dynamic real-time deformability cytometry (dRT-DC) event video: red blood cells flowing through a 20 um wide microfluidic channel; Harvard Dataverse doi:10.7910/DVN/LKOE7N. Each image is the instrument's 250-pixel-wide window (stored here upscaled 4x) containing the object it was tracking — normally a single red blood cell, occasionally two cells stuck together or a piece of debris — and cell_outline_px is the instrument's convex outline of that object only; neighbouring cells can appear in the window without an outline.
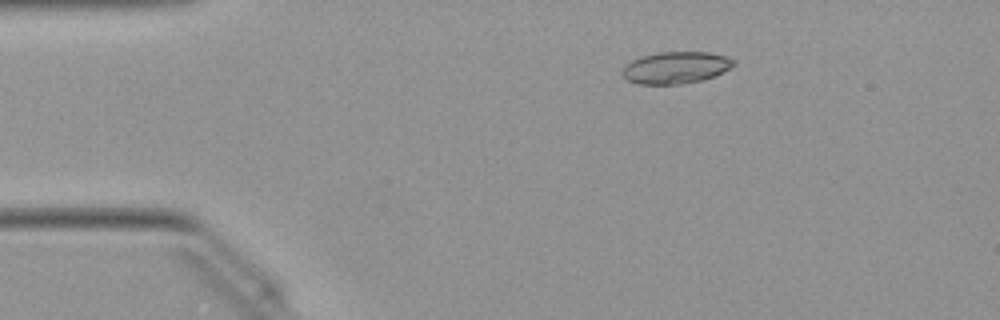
{"species": "Egyptian fruit bat (a non-hibernating species)", "species_latin": "Rousettus aegyptiacus", "temperature_condition": "warm", "stored_images_in_passage": 42, "camera_frame_rate_fps": 3000, "um_per_image_px": 0.085, "animal": {"sex": "female"}, "frame": {"image": 1, "passage_image": 1, "time_ms": 0.0, "image_size_px": [1000, 320], "cell_outline_px": [[736, 64], [716, 76], [700, 80], [680, 84], [640, 84], [628, 80], [620, 72], [632, 60], [640, 56], [660, 52], [708, 52], [724, 56], [732, 60]], "centroid_in_image_um": [57.43, 5.75], "position_along_channel_um": 27.6, "area_um2": 20.46}}
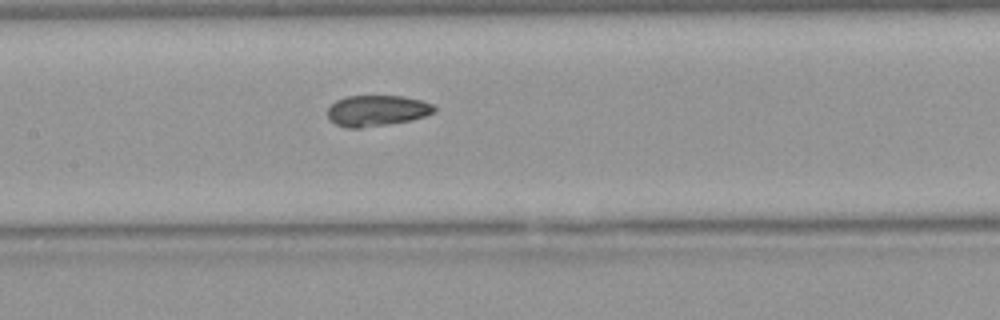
{"frame": {"image": 2, "passage_image": 16, "time_ms": 5.0, "image_size_px": [1000, 320], "cell_outline_px": [[436, 112], [412, 120], [388, 124], [360, 128], [348, 128], [336, 124], [328, 120], [328, 108], [336, 100], [348, 96], [404, 96], [420, 100], [432, 104], [436, 108]], "centroid_in_image_um": [32.03, 9.41], "position_along_channel_um": 175.4, "area_um2": 19.25}}
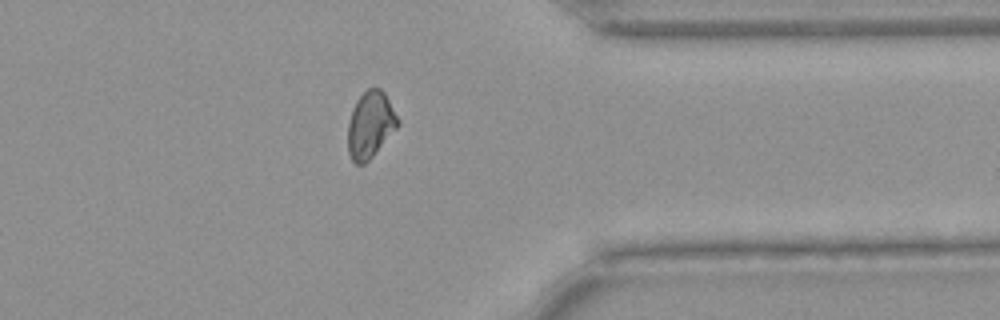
{"frame": {"image": 3, "passage_image": 32, "time_ms": 10.333, "image_size_px": [1000, 320], "cell_outline_px": [[400, 124], [372, 156], [364, 164], [356, 164], [352, 160], [348, 152], [348, 124], [356, 100], [368, 88], [380, 88], [384, 92], [400, 120]], "centroid_in_image_um": [31.48, 10.6], "position_along_channel_um": 379.9, "area_um2": 19.13}, "authors_computed_cell_mechanics": {"area_um2": 19.3341, "velocity_mm_per_s": 4.0538, "shape_relaxation_time_tau1_ms": null, "shape_relaxation_time_tau2_ms": 3.3117, "deformation_change_tau1": null, "deformation_change_tau2": 0.0826}}